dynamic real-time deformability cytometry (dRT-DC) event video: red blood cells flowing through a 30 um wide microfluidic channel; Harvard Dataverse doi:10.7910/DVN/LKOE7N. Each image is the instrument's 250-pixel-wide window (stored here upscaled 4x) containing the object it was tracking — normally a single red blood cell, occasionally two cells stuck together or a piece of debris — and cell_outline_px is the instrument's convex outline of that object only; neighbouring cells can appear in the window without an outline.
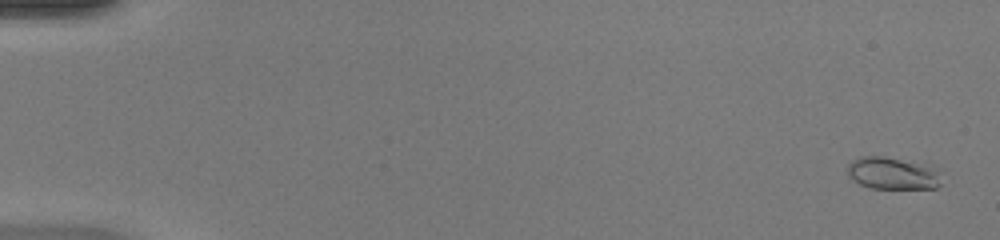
{"species": "common noctule bat (a hibernating species)", "species_latin": "Nyctalus noctula", "temperature_condition": "warm", "stored_images_in_passage": 50, "camera_frame_rate_fps": 3000, "um_per_image_px": 0.085, "animal": {"sex": "female", "body_mass_g": 20.0, "forearm_length_mm": 54.0}, "frame": {"image": 1, "passage_image": 2, "time_ms": 0.333, "image_size_px": [1000, 240], "cell_outline_px": [[940, 184], [936, 188], [872, 188], [860, 184], [852, 180], [848, 176], [848, 164], [852, 160], [860, 156], [884, 156], [900, 160], [928, 168], [932, 172]], "centroid_in_image_um": [75.66, 14.75], "position_along_channel_um": 9.3, "area_um2": 16.59}}
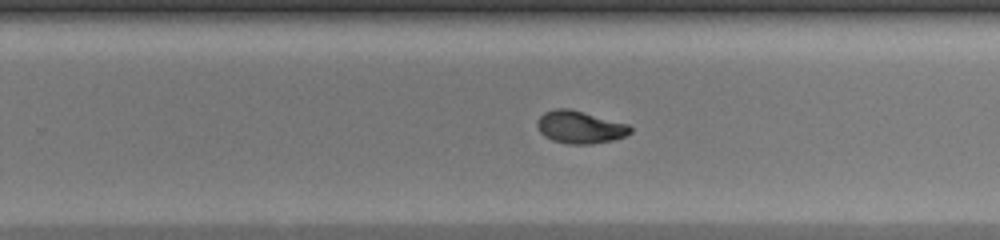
{"frame": {"image": 2, "passage_image": 33, "time_ms": 10.667, "image_size_px": [1000, 240], "cell_outline_px": [[632, 132], [624, 136], [612, 140], [592, 144], [568, 144], [552, 140], [544, 136], [540, 132], [536, 124], [536, 120], [544, 112], [556, 108], [568, 108], [628, 124], [632, 128]], "centroid_in_image_um": [49.27, 10.81], "position_along_channel_um": 280.5, "area_um2": 17.63}}
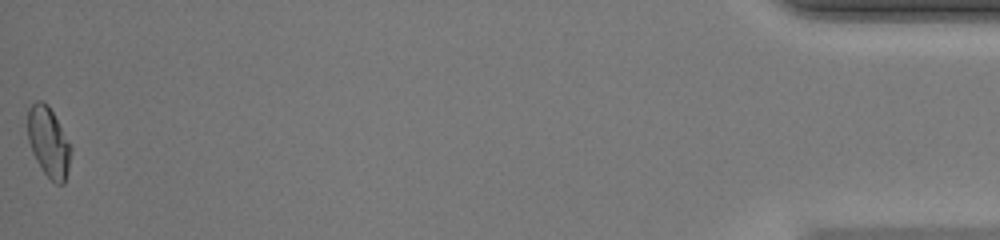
{"frame": {"image": 3, "passage_image": 50, "time_ms": 16.333, "image_size_px": [1000, 240], "cell_outline_px": [[72, 148], [68, 168], [64, 184], [56, 184], [44, 172], [36, 160], [32, 152], [28, 140], [28, 108], [36, 100], [44, 100], [48, 104]], "centroid_in_image_um": [4.11, 12.06], "position_along_channel_um": 431.1, "area_um2": 17.46}, "authors_computed_cell_mechanics": {"area_um2": 17.4267, "velocity_mm_per_s": 4.2637, "shape_relaxation_time_tau1_ms": null, "shape_relaxation_time_tau2_ms": 1.5051, "deformation_change_tau1": null, "deformation_change_tau2": 0.0552}}